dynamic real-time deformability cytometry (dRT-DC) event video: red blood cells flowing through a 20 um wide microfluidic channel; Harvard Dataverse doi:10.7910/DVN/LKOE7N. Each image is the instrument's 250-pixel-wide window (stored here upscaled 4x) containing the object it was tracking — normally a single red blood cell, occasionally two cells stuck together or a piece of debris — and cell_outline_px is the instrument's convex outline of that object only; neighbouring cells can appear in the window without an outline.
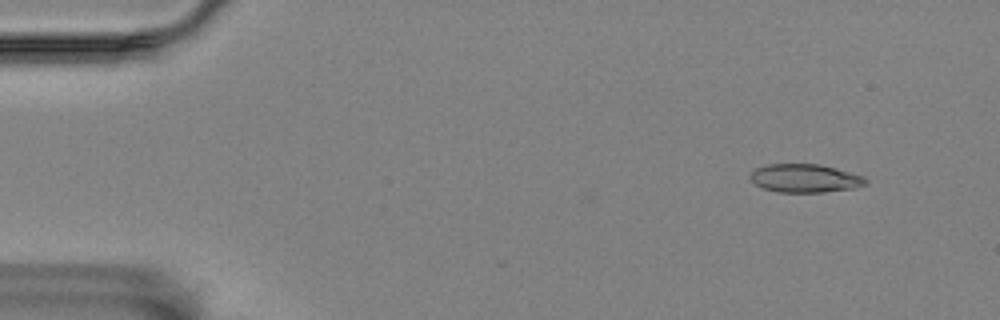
{"species": "Egyptian fruit bat (a non-hibernating species)", "species_latin": "Rousettus aegyptiacus", "temperature_condition": "room temperature", "stored_images_in_passage": 4, "camera_frame_rate_fps": 3000, "um_per_image_px": 0.085, "animal": {"sex": "female"}, "frame": {"image": 1, "passage_image": 1, "time_ms": 0.0, "image_size_px": [1000, 320], "cell_outline_px": [[868, 184], [856, 188], [824, 192], [776, 192], [764, 188], [756, 184], [748, 176], [756, 168], [768, 164], [820, 164], [836, 168], [864, 176], [868, 180]], "centroid_in_image_um": [68.46, 15.15], "position_along_channel_um": 16.5, "area_um2": 19.19}}
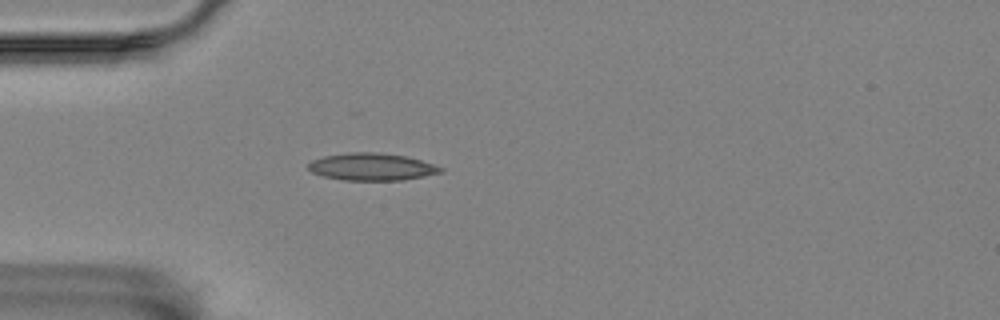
{"frame": {"image": 2, "passage_image": 4, "time_ms": 3.667, "image_size_px": [1000, 320], "cell_outline_px": [[444, 172], [404, 180], [344, 180], [324, 176], [312, 172], [308, 168], [308, 164], [312, 160], [324, 156], [352, 152], [376, 152], [404, 156], [420, 160], [444, 168]], "centroid_in_image_um": [31.61, 14.18], "position_along_channel_um": 53.4, "area_um2": 20.87}}